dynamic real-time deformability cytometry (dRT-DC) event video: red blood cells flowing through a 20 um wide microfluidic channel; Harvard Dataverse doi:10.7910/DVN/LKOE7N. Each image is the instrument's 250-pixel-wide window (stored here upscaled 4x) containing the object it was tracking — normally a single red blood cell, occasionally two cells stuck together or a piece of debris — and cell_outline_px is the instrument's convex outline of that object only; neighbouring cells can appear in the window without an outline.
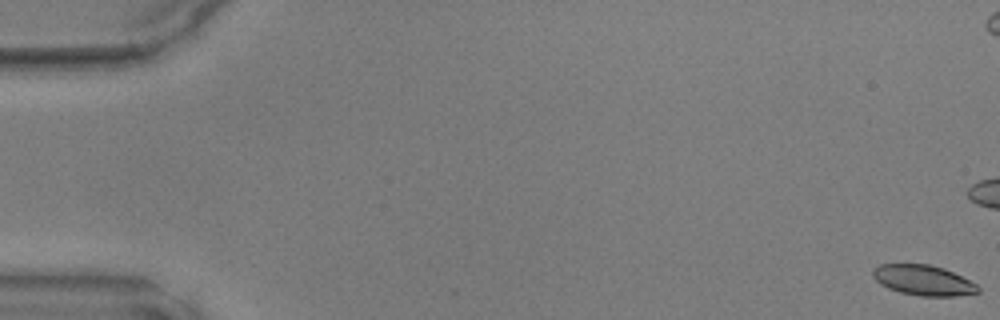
{"species": "common noctule bat (a hibernating species)", "species_latin": "Nyctalus noctula", "temperature_condition": "warm", "stored_images_in_passage": 50, "camera_frame_rate_fps": 3000, "um_per_image_px": 0.085, "animal": {"sex": "male", "body_mass_g": 17.9, "forearm_length_mm": 54.2}, "frame": {"image": 1, "passage_image": 1, "time_ms": 0.0, "image_size_px": [1000, 320], "cell_outline_px": [[980, 292], [956, 296], [920, 296], [900, 292], [888, 288], [880, 284], [872, 276], [872, 268], [880, 264], [928, 264], [944, 268], [976, 284], [980, 288]], "centroid_in_image_um": [78.45, 23.82], "position_along_channel_um": 6.5, "area_um2": 18.55}}
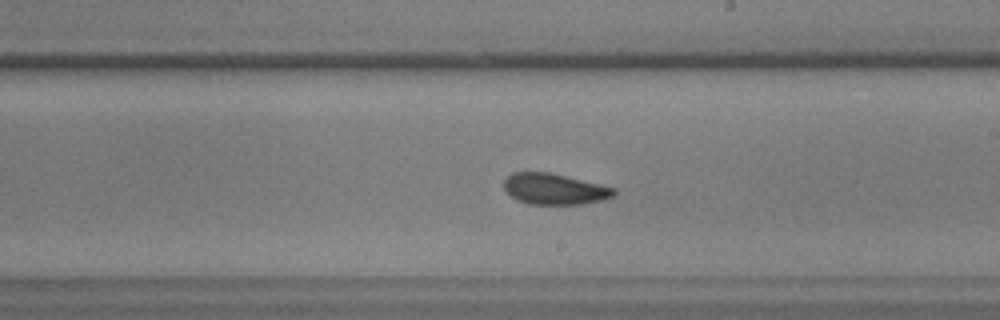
{"frame": {"image": 2, "passage_image": 29, "time_ms": 9.333, "image_size_px": [1000, 320], "cell_outline_px": [[616, 192], [612, 196], [604, 200], [580, 204], [528, 204], [516, 200], [504, 188], [504, 180], [512, 172], [548, 172], [600, 184], [616, 188]], "centroid_in_image_um": [47.12, 16.07], "position_along_channel_um": 241.9, "area_um2": 19.77}}